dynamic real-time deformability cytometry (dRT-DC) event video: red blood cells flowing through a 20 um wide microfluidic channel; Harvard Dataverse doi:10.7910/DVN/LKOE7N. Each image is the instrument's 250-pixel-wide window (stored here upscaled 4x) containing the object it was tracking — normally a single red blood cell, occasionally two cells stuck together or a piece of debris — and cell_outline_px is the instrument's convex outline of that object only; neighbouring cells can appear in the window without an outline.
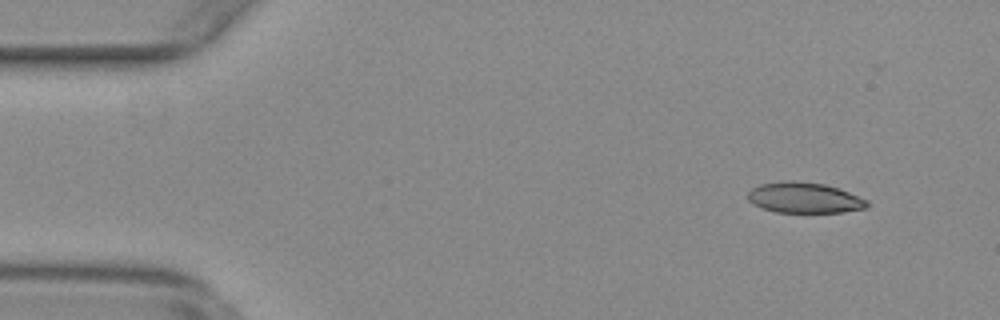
{"species": "common noctule bat (a hibernating species)", "species_latin": "Nyctalus noctula", "temperature_condition": "warm", "stored_images_in_passage": 29, "camera_frame_rate_fps": 3000, "um_per_image_px": 0.085, "animal": {"sex": "female", "body_mass_g": 29.2, "forearm_length_mm": 56.3}, "frame": {"image": 1, "passage_image": 5, "time_ms": 1.333, "image_size_px": [1000, 320], "cell_outline_px": [[868, 208], [840, 212], [776, 212], [760, 208], [752, 204], [748, 200], [748, 192], [752, 188], [760, 184], [784, 180], [796, 180], [824, 184], [848, 192], [868, 200]], "centroid_in_image_um": [68.33, 16.8], "position_along_channel_um": 16.7, "area_um2": 21.39}}
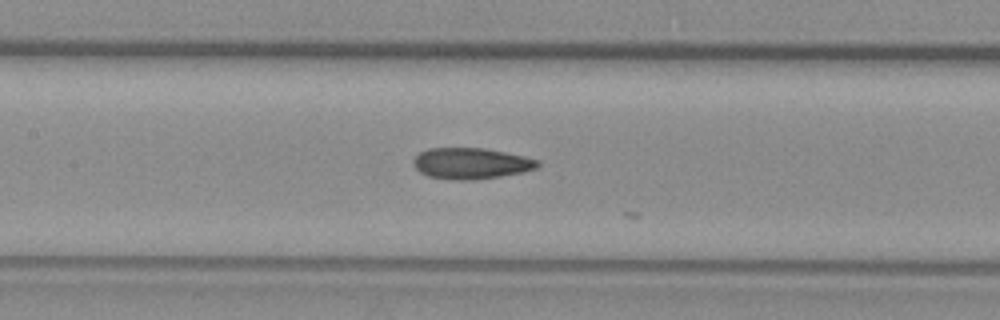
{"frame": {"image": 2, "passage_image": 25, "time_ms": 8.0, "image_size_px": [1000, 320], "cell_outline_px": [[540, 164], [536, 168], [524, 172], [500, 176], [472, 180], [452, 180], [428, 176], [420, 172], [412, 164], [412, 160], [420, 152], [428, 148], [484, 148], [524, 156], [540, 160]], "centroid_in_image_um": [40.03, 13.89], "position_along_channel_um": 167.4, "area_um2": 22.6}}
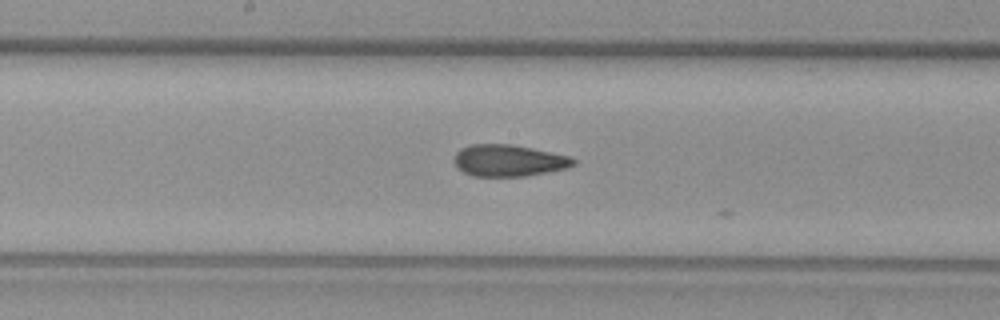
{"frame": {"image": 3, "passage_image": 28, "time_ms": 9.0, "image_size_px": [1000, 320], "cell_outline_px": [[576, 164], [568, 168], [548, 172], [524, 176], [472, 176], [456, 168], [452, 160], [456, 152], [460, 148], [472, 144], [512, 144], [572, 156], [576, 160]], "centroid_in_image_um": [43.23, 13.64], "position_along_channel_um": 205.0, "area_um2": 22.37}}